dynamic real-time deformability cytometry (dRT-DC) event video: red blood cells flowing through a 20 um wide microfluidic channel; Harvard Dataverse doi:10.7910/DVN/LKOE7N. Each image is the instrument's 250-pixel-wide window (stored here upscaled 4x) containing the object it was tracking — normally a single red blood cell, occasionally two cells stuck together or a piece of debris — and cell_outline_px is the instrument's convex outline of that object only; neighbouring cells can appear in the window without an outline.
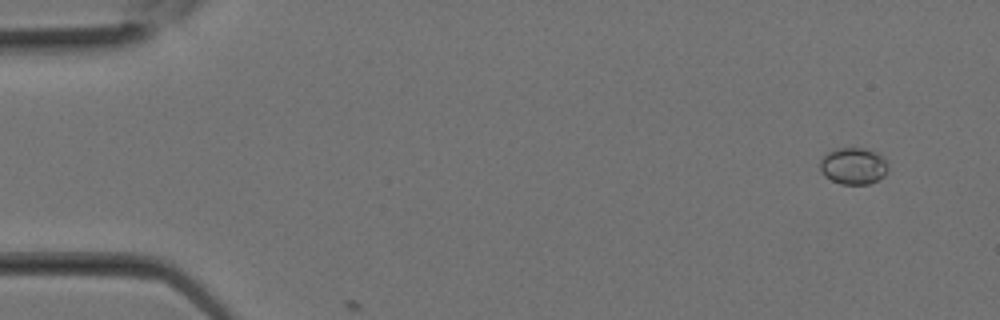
{"species": "Egyptian fruit bat (a non-hibernating species)", "species_latin": "Rousettus aegyptiacus", "temperature_condition": "room temperature", "stored_images_in_passage": 3, "camera_frame_rate_fps": 3000, "um_per_image_px": 0.085, "animal": {"sex": "female"}, "frame": {"image": 1, "passage_image": 2, "time_ms": 0.333, "image_size_px": [1000, 320], "cell_outline_px": [[888, 172], [884, 176], [868, 184], [840, 184], [824, 176], [820, 168], [820, 160], [828, 152], [836, 148], [864, 148], [880, 156], [888, 164]], "centroid_in_image_um": [72.52, 14.12], "position_along_channel_um": 12.5, "area_um2": 14.39}}